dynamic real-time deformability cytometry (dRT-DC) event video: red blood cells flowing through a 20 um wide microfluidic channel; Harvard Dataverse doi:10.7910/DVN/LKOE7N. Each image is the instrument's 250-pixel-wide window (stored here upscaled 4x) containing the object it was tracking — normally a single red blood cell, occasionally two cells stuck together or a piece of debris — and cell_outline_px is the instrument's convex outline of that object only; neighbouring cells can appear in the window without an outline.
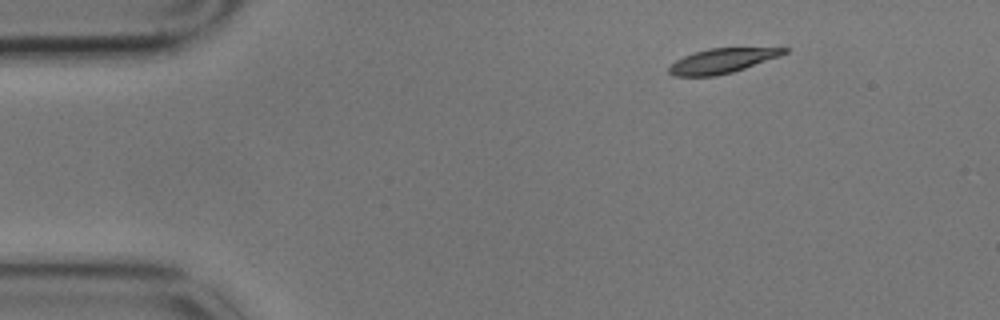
{"species": "common noctule bat (a hibernating species)", "species_latin": "Nyctalus noctula", "temperature_condition": "cold", "stored_images_in_passage": 52, "camera_frame_rate_fps": 3000, "um_per_image_px": 0.085, "animal": {"sex": "male", "body_mass_g": 17.9}, "frame": {"image": 1, "passage_image": 1, "time_ms": 0.0, "image_size_px": [1000, 320], "cell_outline_px": [[792, 48], [788, 52], [780, 56], [732, 72], [716, 76], [672, 76], [668, 72], [668, 68], [676, 60], [684, 56], [708, 48]], "centroid_in_image_um": [61.37, 5.17], "position_along_channel_um": 23.6, "area_um2": 16.42}}
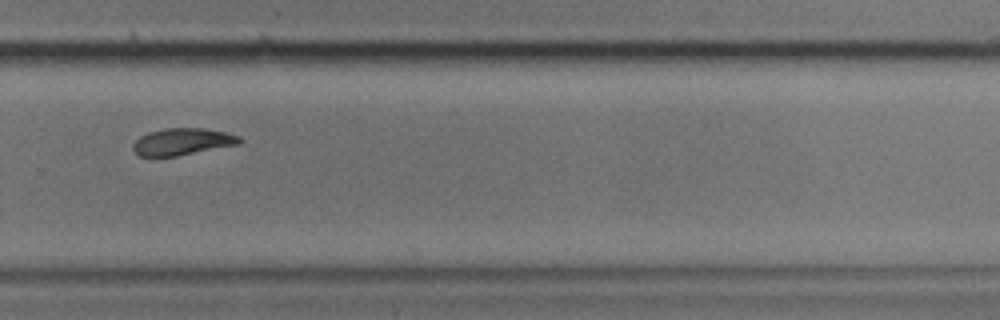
{"frame": {"image": 2, "passage_image": 33, "time_ms": 10.667, "image_size_px": [1000, 320], "cell_outline_px": [[244, 140], [240, 144], [176, 156], [140, 156], [132, 148], [132, 144], [140, 136], [148, 132], [164, 128], [204, 128], [224, 132], [240, 136]], "centroid_in_image_um": [15.52, 12.03], "position_along_channel_um": 314.3, "area_um2": 16.7}}
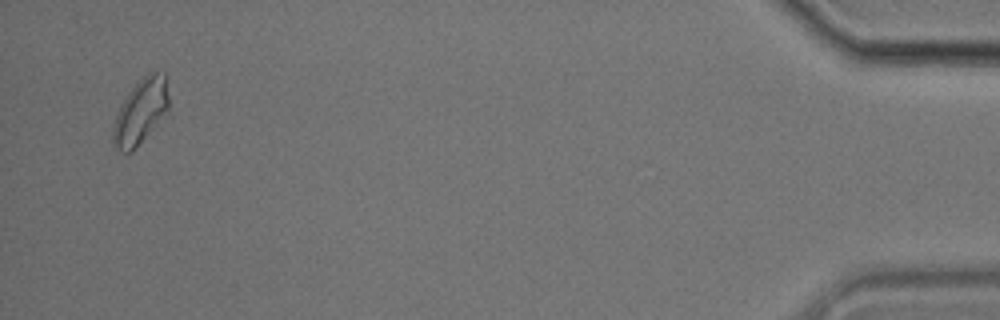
{"frame": {"image": 3, "passage_image": 50, "time_ms": 16.333, "image_size_px": [1000, 320], "cell_outline_px": [[168, 112], [132, 152], [120, 152], [112, 144], [112, 128], [116, 116], [128, 92], [148, 72], [156, 68], [164, 72], [168, 96]], "centroid_in_image_um": [11.96, 9.47], "position_along_channel_um": 423.2, "area_um2": 21.15}, "authors_computed_cell_mechanics": {"area_um2": 17.7446, "velocity_mm_per_s": 3.3719, "shape_relaxation_time_tau1_ms": 4.85, "shape_relaxation_time_tau2_ms": 4.7926, "deformation_change_tau1": 0.1185, "deformation_change_tau2": 0.0912}}